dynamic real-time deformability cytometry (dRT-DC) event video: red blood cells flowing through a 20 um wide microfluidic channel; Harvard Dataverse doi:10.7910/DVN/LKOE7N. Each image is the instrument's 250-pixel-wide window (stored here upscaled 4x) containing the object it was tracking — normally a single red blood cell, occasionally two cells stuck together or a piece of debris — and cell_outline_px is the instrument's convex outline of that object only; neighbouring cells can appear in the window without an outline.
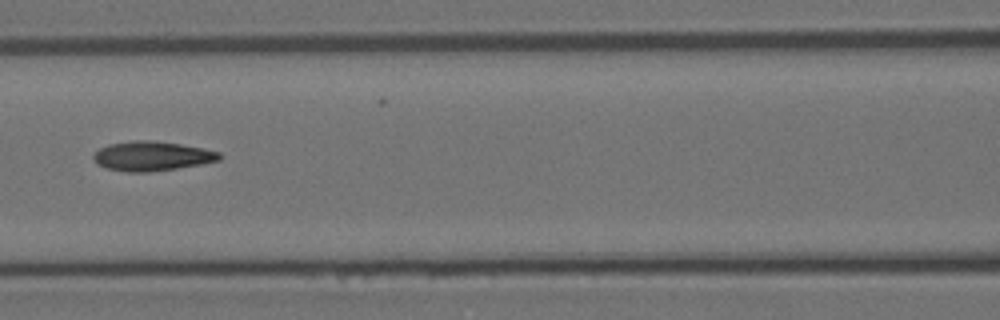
{"species": "Egyptian fruit bat (a non-hibernating species)", "species_latin": "Rousettus aegyptiacus", "temperature_condition": "room temperature", "stored_images_in_passage": 15, "camera_frame_rate_fps": 3000, "um_per_image_px": 0.085, "animal": {"sex": "female"}, "frame": {"image": 1, "passage_image": 7, "time_ms": 2.0, "image_size_px": [1000, 320], "cell_outline_px": [[224, 156], [220, 160], [200, 164], [176, 168], [148, 172], [128, 172], [108, 168], [96, 164], [92, 156], [100, 148], [108, 144], [132, 140], [148, 140], [180, 144], [220, 152]], "centroid_in_image_um": [12.9, 13.26], "position_along_channel_um": 153.7, "area_um2": 21.5}}
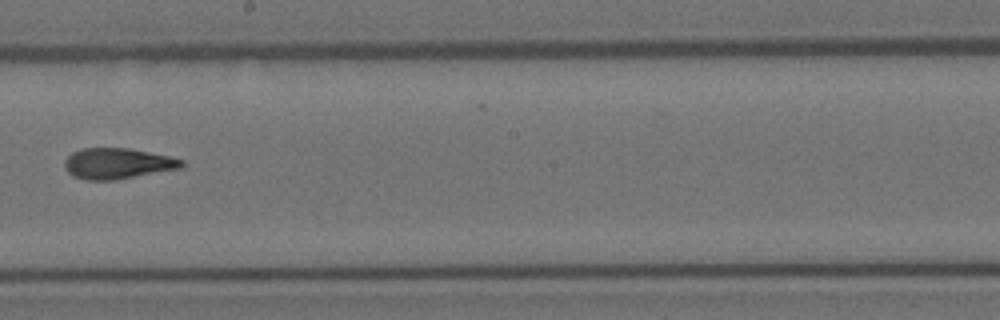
{"frame": {"image": 2, "passage_image": 9, "time_ms": 2.667, "image_size_px": [1000, 320], "cell_outline_px": [[184, 164], [180, 168], [116, 180], [84, 180], [72, 176], [64, 168], [64, 160], [72, 152], [80, 148], [128, 148], [168, 156], [184, 160]], "centroid_in_image_um": [9.94, 13.9], "position_along_channel_um": 238.3, "area_um2": 21.04}}
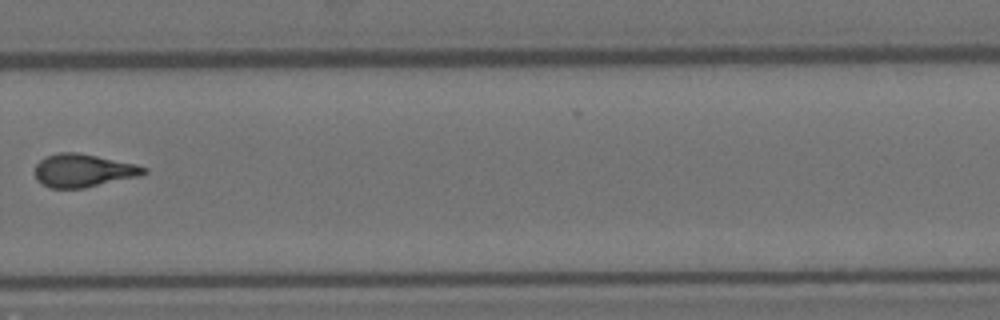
{"frame": {"image": 3, "passage_image": 11, "time_ms": 3.333, "image_size_px": [1000, 320], "cell_outline_px": [[148, 172], [140, 176], [84, 188], [48, 188], [40, 184], [36, 180], [36, 164], [44, 156], [60, 152], [76, 152], [136, 164], [148, 168]], "centroid_in_image_um": [7.06, 14.5], "position_along_channel_um": 322.7, "area_um2": 21.1}}